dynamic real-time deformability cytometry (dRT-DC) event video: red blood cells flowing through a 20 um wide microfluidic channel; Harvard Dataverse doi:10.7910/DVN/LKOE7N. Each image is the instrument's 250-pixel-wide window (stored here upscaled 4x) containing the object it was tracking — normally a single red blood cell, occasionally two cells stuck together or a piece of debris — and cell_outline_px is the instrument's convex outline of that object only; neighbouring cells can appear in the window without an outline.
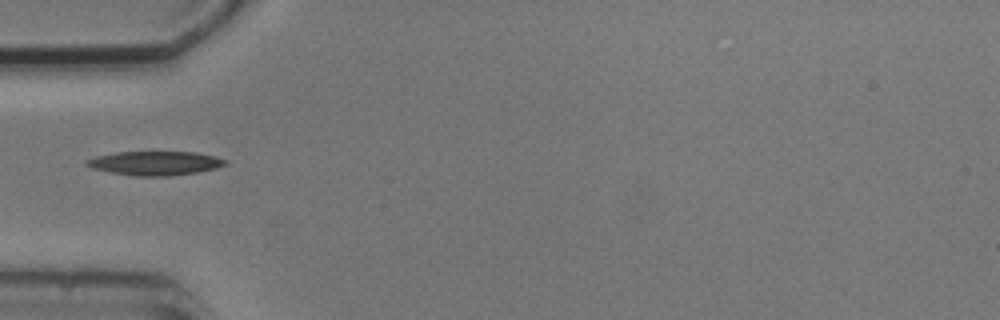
{"species": "common noctule bat (a hibernating species)", "species_latin": "Nyctalus noctula", "temperature_condition": "cold", "stored_images_in_passage": 1, "camera_frame_rate_fps": 3000, "um_per_image_px": 0.085, "animal": {"sex": "male", "body_mass_g": 20.5, "forearm_length_mm": 52.5}, "frame": {"image": 1, "passage_image": 1, "time_ms": 0.0, "image_size_px": [1000, 320], "cell_outline_px": [[228, 164], [216, 168], [196, 172], [168, 176], [136, 176], [112, 172], [92, 168], [84, 164], [84, 160], [96, 156], [116, 152], [196, 152], [228, 160]], "centroid_in_image_um": [13.17, 13.86], "position_along_channel_um": 71.8, "area_um2": 19.31}}